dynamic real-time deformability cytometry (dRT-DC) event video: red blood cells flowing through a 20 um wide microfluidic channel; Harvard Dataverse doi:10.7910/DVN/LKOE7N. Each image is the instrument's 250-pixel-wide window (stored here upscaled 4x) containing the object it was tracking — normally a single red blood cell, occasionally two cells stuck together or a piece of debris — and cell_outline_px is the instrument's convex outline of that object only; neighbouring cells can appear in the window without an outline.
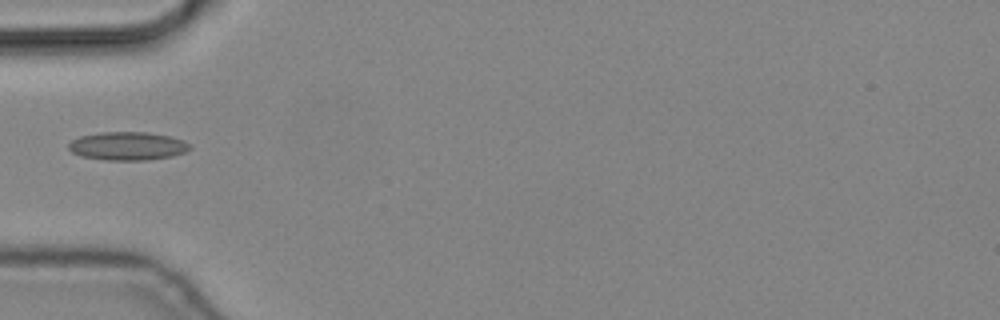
{"species": "common noctule bat (a hibernating species)", "species_latin": "Nyctalus noctula", "temperature_condition": "cold", "stored_images_in_passage": 5, "camera_frame_rate_fps": 3000, "um_per_image_px": 0.085, "animal": {"sex": "male", "body_mass_g": 19.2, "forearm_length_mm": 51.8}, "frame": {"image": 1, "passage_image": 2, "time_ms": 0.333, "image_size_px": [1000, 320], "cell_outline_px": [[192, 148], [184, 152], [172, 156], [144, 160], [108, 160], [80, 156], [72, 152], [68, 148], [68, 144], [72, 140], [80, 136], [100, 132], [148, 132], [168, 136], [184, 140]], "centroid_in_image_um": [10.82, 12.41], "position_along_channel_um": 74.2, "area_um2": 19.94}}
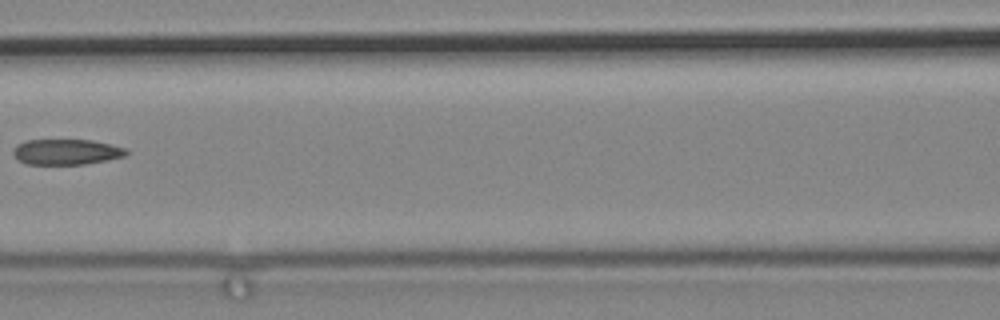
{"frame": {"image": 2, "passage_image": 4, "time_ms": 1.0, "image_size_px": [1000, 320], "cell_outline_px": [[128, 152], [124, 156], [108, 160], [84, 164], [24, 164], [16, 160], [12, 152], [16, 144], [24, 140], [92, 140], [112, 144], [124, 148]], "centroid_in_image_um": [5.58, 12.91], "position_along_channel_um": 161.0, "area_um2": 16.99}}
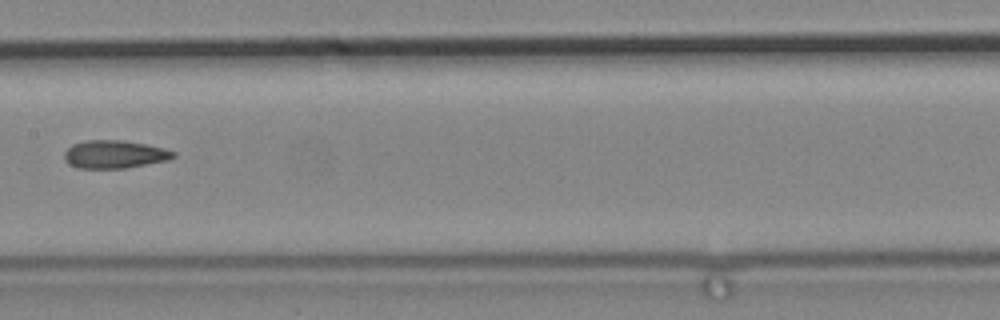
{"frame": {"image": 3, "passage_image": 5, "time_ms": 1.333, "image_size_px": [1000, 320], "cell_outline_px": [[176, 156], [168, 160], [124, 168], [80, 168], [68, 164], [64, 160], [64, 152], [72, 144], [84, 140], [124, 140], [164, 148], [176, 152]], "centroid_in_image_um": [9.71, 13.11], "position_along_channel_um": 197.7, "area_um2": 17.8}}